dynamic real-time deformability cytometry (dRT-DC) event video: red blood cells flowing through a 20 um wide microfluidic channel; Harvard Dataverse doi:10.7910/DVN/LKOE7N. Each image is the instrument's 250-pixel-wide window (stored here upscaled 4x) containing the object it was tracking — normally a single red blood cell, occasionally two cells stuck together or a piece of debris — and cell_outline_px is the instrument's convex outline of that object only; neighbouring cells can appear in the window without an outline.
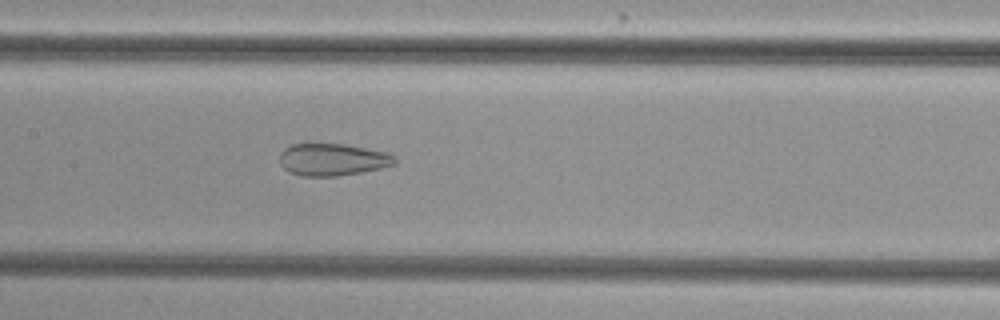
{"species": "common noctule bat (a hibernating species)", "species_latin": "Nyctalus noctula", "temperature_condition": "cold", "stored_images_in_passage": 25, "camera_frame_rate_fps": 3000, "um_per_image_px": 0.085, "animal": {"sex": "female", "body_mass_g": 29.2, "forearm_length_mm": 56.3}, "frame": {"image": 1, "passage_image": 7, "time_ms": 2.0, "image_size_px": [1000, 320], "cell_outline_px": [[396, 164], [380, 168], [360, 172], [336, 176], [300, 176], [288, 172], [280, 164], [280, 152], [284, 148], [292, 144], [344, 144], [384, 152], [396, 156]], "centroid_in_image_um": [28.23, 13.57], "position_along_channel_um": 179.2, "area_um2": 21.5}}
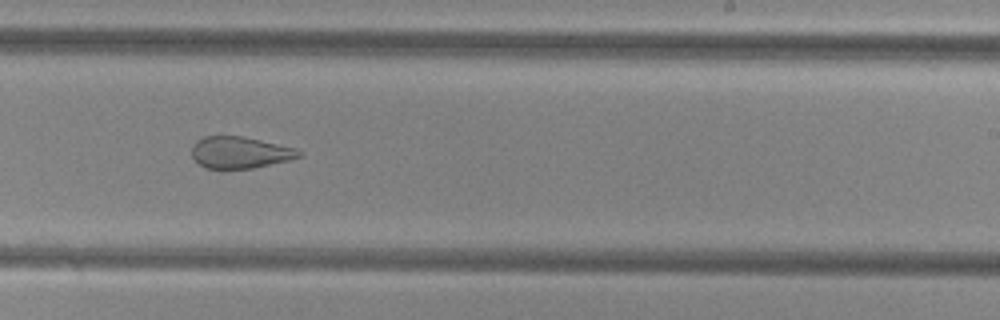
{"frame": {"image": 2, "passage_image": 14, "time_ms": 4.333, "image_size_px": [1000, 320], "cell_outline_px": [[304, 156], [288, 160], [252, 168], [220, 172], [204, 168], [192, 156], [192, 144], [196, 140], [204, 136], [244, 136], [296, 148], [304, 152]], "centroid_in_image_um": [20.38, 12.99], "position_along_channel_um": 268.6, "area_um2": 20.52}}
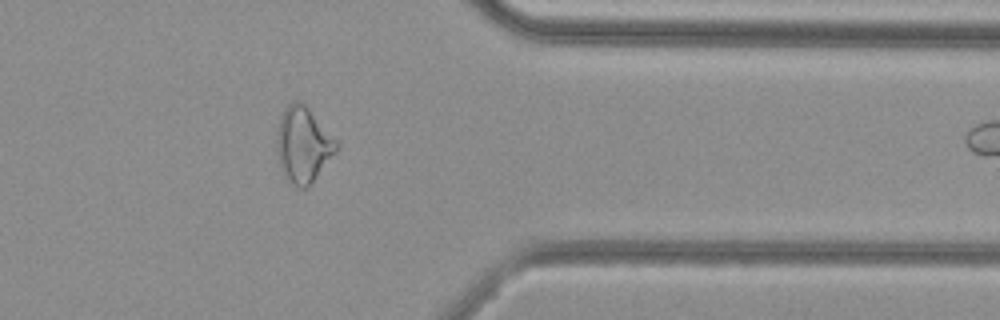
{"frame": {"image": 3, "passage_image": 24, "time_ms": 7.667, "image_size_px": [1000, 320], "cell_outline_px": [[340, 144], [336, 152], [308, 188], [300, 188], [288, 184], [280, 168], [276, 148], [276, 132], [284, 108], [288, 104], [296, 100], [304, 100]], "centroid_in_image_um": [25.77, 12.29], "position_along_channel_um": 385.6, "area_um2": 26.99}}